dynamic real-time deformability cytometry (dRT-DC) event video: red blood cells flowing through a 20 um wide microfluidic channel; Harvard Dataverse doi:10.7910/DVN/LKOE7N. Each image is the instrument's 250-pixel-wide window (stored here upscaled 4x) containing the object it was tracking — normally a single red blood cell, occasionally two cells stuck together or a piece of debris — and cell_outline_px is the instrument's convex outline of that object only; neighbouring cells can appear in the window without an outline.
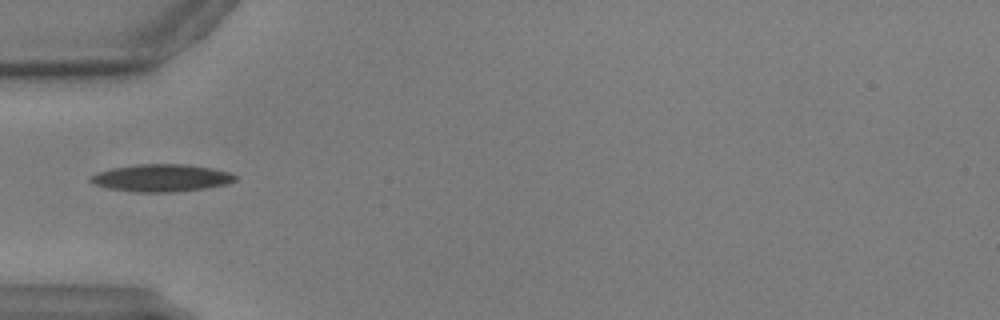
{"species": "common noctule bat (a hibernating species)", "species_latin": "Nyctalus noctula", "temperature_condition": "warm", "stored_images_in_passage": 41, "camera_frame_rate_fps": 3000, "um_per_image_px": 0.085, "animal": {"sex": "male", "body_mass_g": 17.9, "forearm_length_mm": 54.2}, "frame": {"image": 1, "passage_image": 1, "time_ms": 0.0, "image_size_px": [1000, 320], "cell_outline_px": [[236, 180], [228, 184], [204, 188], [168, 192], [136, 192], [108, 188], [92, 184], [88, 180], [88, 176], [96, 172], [112, 168], [136, 164], [188, 164], [212, 168], [232, 172], [236, 176]], "centroid_in_image_um": [13.68, 15.11], "position_along_channel_um": 71.3, "area_um2": 23.29}}
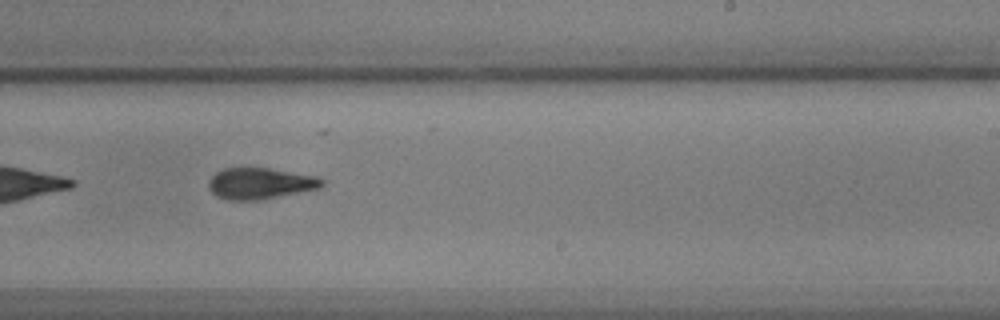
{"frame": {"image": 2, "passage_image": 18, "time_ms": 5.667, "image_size_px": [1000, 320], "cell_outline_px": [[324, 184], [320, 188], [260, 200], [228, 200], [216, 196], [208, 188], [208, 180], [216, 172], [224, 168], [268, 168], [316, 176], [324, 180]], "centroid_in_image_um": [22.09, 15.6], "position_along_channel_um": 266.9, "area_um2": 20.63}}
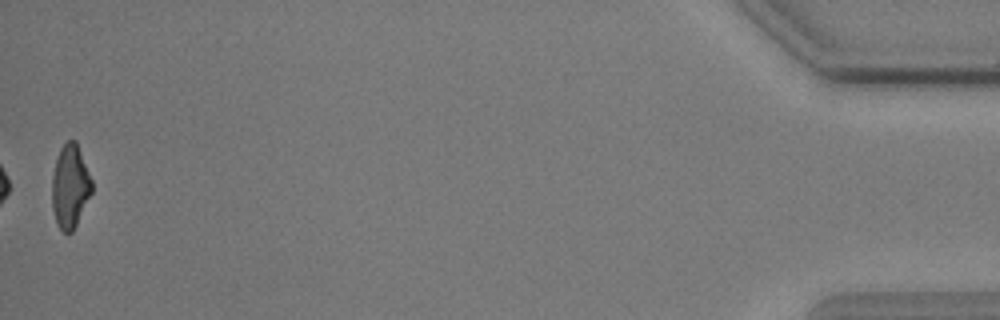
{"frame": {"image": 3, "passage_image": 40, "time_ms": 13.0, "image_size_px": [1000, 320], "cell_outline_px": [[92, 192], [72, 232], [64, 232], [56, 224], [52, 208], [52, 176], [56, 160], [60, 148], [68, 140], [76, 140], [92, 180]], "centroid_in_image_um": [5.95, 15.83], "position_along_channel_um": 429.2, "area_um2": 19.25}}